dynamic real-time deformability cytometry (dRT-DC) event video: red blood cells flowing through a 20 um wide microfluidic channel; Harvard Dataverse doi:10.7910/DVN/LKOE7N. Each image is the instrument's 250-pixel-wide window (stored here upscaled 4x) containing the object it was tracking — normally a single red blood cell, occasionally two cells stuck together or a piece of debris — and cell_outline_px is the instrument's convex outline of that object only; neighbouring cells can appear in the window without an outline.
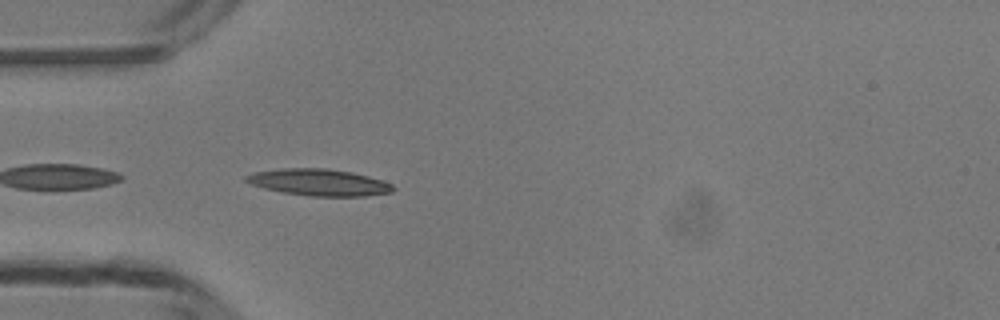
{"species": "common noctule bat (a hibernating species)", "species_latin": "Nyctalus noctula", "temperature_condition": "room temperature", "stored_images_in_passage": 35, "camera_frame_rate_fps": 3000, "um_per_image_px": 0.085, "animal": {"sex": "male", "body_mass_g": 13.3}, "frame": {"image": 1, "passage_image": 1, "time_ms": 0.0, "image_size_px": [1000, 320], "cell_outline_px": [[396, 188], [392, 192], [364, 196], [308, 196], [280, 192], [264, 188], [252, 184], [244, 180], [244, 176], [256, 172], [280, 168], [328, 168], [352, 172], [368, 176], [392, 184]], "centroid_in_image_um": [27.1, 15.5], "position_along_channel_um": 57.9, "area_um2": 22.89}}
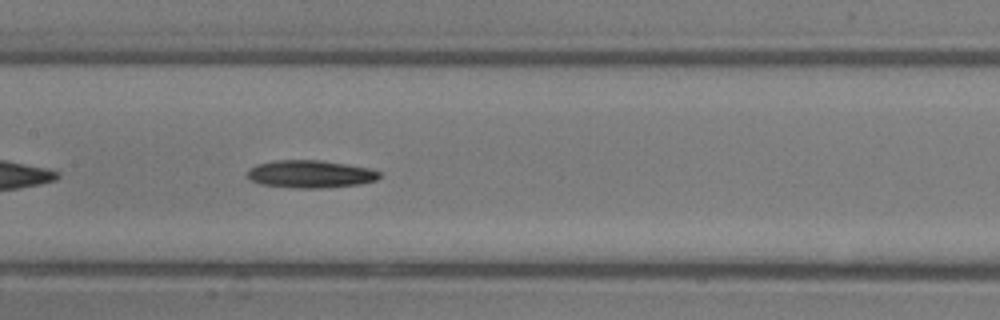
{"frame": {"image": 2, "passage_image": 10, "time_ms": 3.0, "image_size_px": [1000, 320], "cell_outline_px": [[380, 176], [376, 180], [360, 184], [324, 188], [292, 188], [260, 184], [248, 180], [244, 176], [248, 168], [256, 164], [276, 160], [320, 160], [348, 164], [368, 168], [380, 172]], "centroid_in_image_um": [26.3, 14.8], "position_along_channel_um": 181.1, "area_um2": 21.62}}
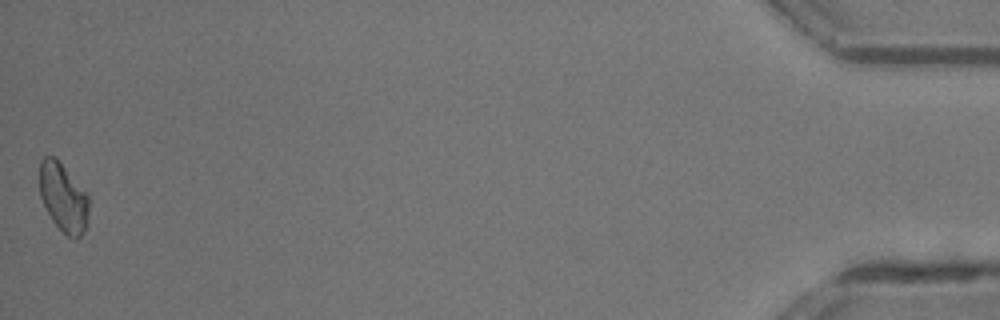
{"frame": {"image": 3, "passage_image": 35, "time_ms": 11.333, "image_size_px": [1000, 320], "cell_outline_px": [[88, 224], [84, 232], [76, 240], [68, 236], [52, 220], [40, 196], [40, 160], [44, 156], [56, 156], [88, 192]], "centroid_in_image_um": [5.41, 16.75], "position_along_channel_um": 429.8, "area_um2": 20.06}, "authors_computed_cell_mechanics": {"area_um2": 20.2878, "velocity_mm_per_s": 4.2128, "shape_relaxation_time_tau1_ms": 3.566, "shape_relaxation_time_tau2_ms": null, "deformation_change_tau1": 0.1092, "deformation_change_tau2": null}}